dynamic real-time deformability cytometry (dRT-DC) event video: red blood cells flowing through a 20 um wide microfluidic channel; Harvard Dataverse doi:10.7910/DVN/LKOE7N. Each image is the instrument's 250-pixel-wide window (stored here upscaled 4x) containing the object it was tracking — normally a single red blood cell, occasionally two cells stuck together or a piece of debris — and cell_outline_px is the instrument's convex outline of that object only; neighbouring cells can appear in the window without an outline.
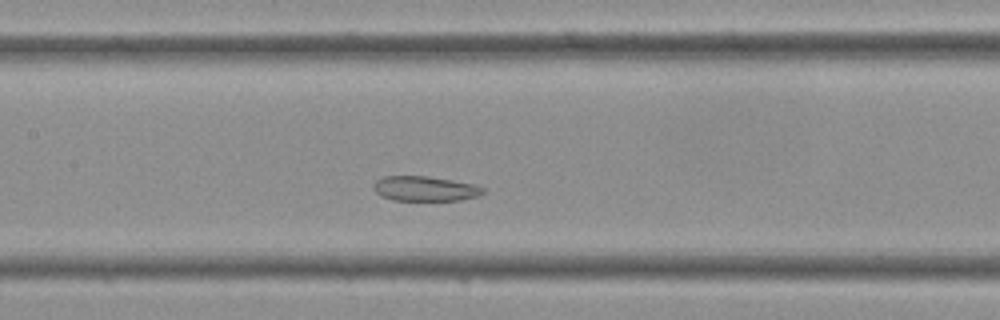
{"species": "Egyptian fruit bat (a non-hibernating species)", "species_latin": "Rousettus aegyptiacus", "temperature_condition": "cold", "stored_images_in_passage": 39, "camera_frame_rate_fps": 3000, "um_per_image_px": 0.085, "frame": {"image": 1, "passage_image": 15, "time_ms": 4.667, "image_size_px": [1000, 320], "cell_outline_px": [[484, 192], [480, 196], [460, 200], [392, 200], [380, 196], [372, 188], [372, 184], [376, 180], [384, 176], [428, 176], [452, 180], [472, 184], [484, 188]], "centroid_in_image_um": [36.09, 16.03], "position_along_channel_um": 171.3, "area_um2": 15.95}}
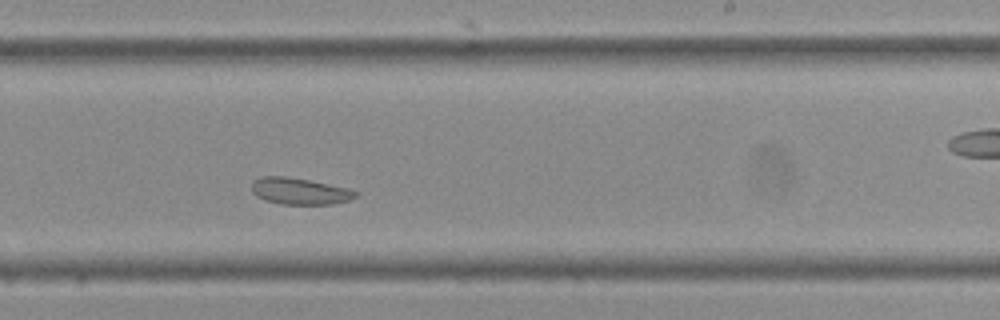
{"frame": {"image": 2, "passage_image": 21, "time_ms": 6.667, "image_size_px": [1000, 320], "cell_outline_px": [[356, 196], [348, 200], [332, 204], [280, 204], [264, 200], [256, 196], [252, 192], [252, 180], [260, 176], [284, 176], [308, 180], [348, 188], [356, 192]], "centroid_in_image_um": [25.4, 16.24], "position_along_channel_um": 263.6, "area_um2": 16.01}}
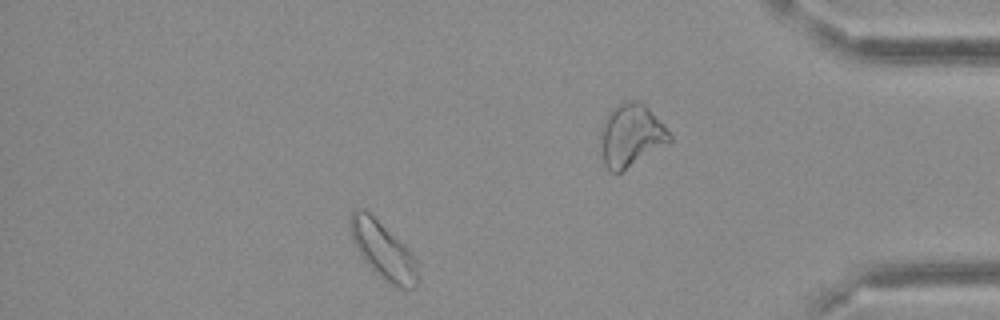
{"frame": {"image": 3, "passage_image": 33, "time_ms": 10.667, "image_size_px": [1000, 320], "cell_outline_px": [[420, 280], [416, 288], [396, 288], [384, 280], [364, 260], [356, 248], [352, 240], [348, 228], [348, 220], [352, 212], [356, 208], [364, 208], [412, 256], [416, 264], [420, 276]], "centroid_in_image_um": [32.52, 21.33], "position_along_channel_um": 402.7, "area_um2": 21.85}}